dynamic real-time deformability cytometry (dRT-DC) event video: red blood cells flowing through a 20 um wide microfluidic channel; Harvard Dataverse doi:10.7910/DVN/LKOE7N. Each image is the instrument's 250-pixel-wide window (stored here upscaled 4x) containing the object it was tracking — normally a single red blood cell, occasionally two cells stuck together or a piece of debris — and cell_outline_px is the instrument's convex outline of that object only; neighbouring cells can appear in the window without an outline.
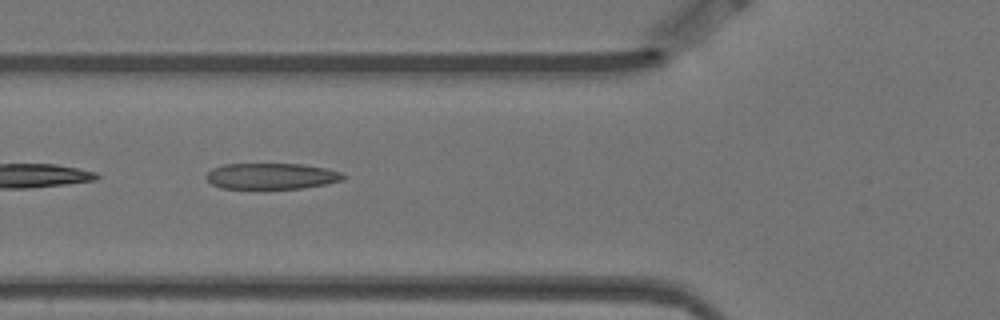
{"species": "Egyptian fruit bat (a non-hibernating species)", "species_latin": "Rousettus aegyptiacus", "temperature_condition": "warm", "stored_images_in_passage": 10, "camera_frame_rate_fps": 3000, "um_per_image_px": 0.085, "animal": {"sex": "female"}, "frame": {"image": 1, "passage_image": 6, "time_ms": 1.667, "image_size_px": [1000, 320], "cell_outline_px": [[348, 176], [344, 180], [328, 184], [304, 188], [220, 188], [212, 184], [204, 176], [212, 168], [224, 164], [300, 164], [324, 168], [340, 172]], "centroid_in_image_um": [23.09, 14.97], "position_along_channel_um": 102.7, "area_um2": 20.81}}
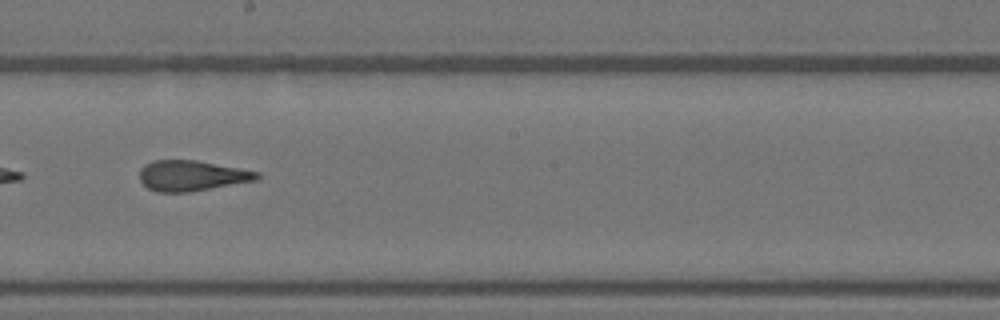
{"frame": {"image": 2, "passage_image": 9, "time_ms": 2.667, "image_size_px": [1000, 320], "cell_outline_px": [[260, 176], [256, 180], [188, 192], [156, 192], [148, 188], [140, 180], [140, 168], [144, 164], [152, 160], [196, 160], [260, 172]], "centroid_in_image_um": [16.26, 14.92], "position_along_channel_um": 231.9, "area_um2": 20.75}}
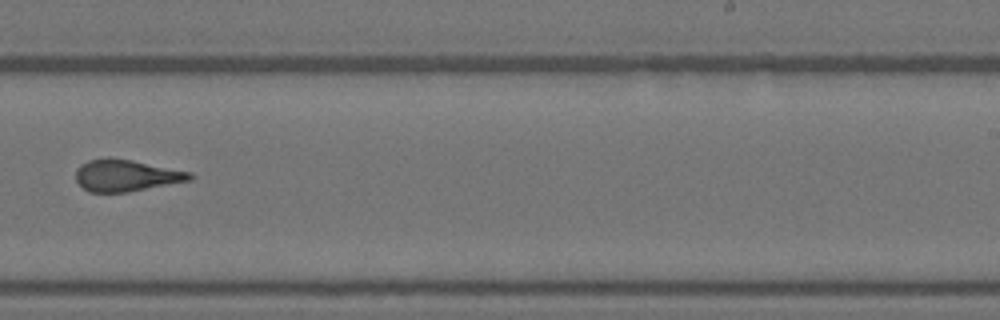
{"frame": {"image": 3, "passage_image": 10, "time_ms": 3.0, "image_size_px": [1000, 320], "cell_outline_px": [[196, 176], [192, 180], [128, 192], [88, 192], [76, 180], [76, 168], [80, 164], [88, 160], [108, 156], [132, 160], [192, 172]], "centroid_in_image_um": [10.73, 14.9], "position_along_channel_um": 278.3, "area_um2": 21.39}}